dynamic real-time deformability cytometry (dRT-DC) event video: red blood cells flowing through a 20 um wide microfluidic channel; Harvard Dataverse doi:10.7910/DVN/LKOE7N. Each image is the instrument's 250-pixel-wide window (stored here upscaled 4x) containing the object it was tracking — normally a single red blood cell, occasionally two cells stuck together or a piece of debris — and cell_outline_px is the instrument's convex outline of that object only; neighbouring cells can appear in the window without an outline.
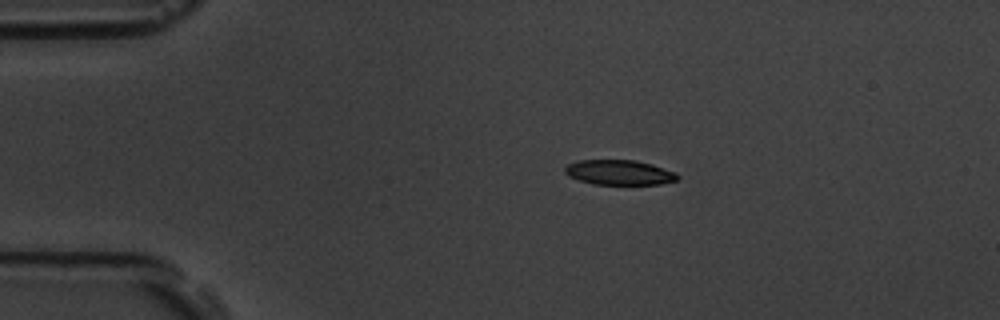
{"species": "common noctule bat (a hibernating species)", "species_latin": "Nyctalus noctula", "temperature_condition": "room temperature", "stored_images_in_passage": 53, "camera_frame_rate_fps": 3000, "um_per_image_px": 0.085, "animal": {"sex": "male", "body_mass_g": 19.5, "forearm_length_mm": 54.6}, "frame": {"image": 1, "passage_image": 10, "time_ms": 3.0, "image_size_px": [1000, 320], "cell_outline_px": [[680, 176], [676, 180], [660, 184], [592, 184], [568, 176], [564, 172], [564, 168], [568, 164], [576, 160], [636, 160], [652, 164], [676, 172]], "centroid_in_image_um": [52.63, 14.65], "position_along_channel_um": 32.4, "area_um2": 16.42}}
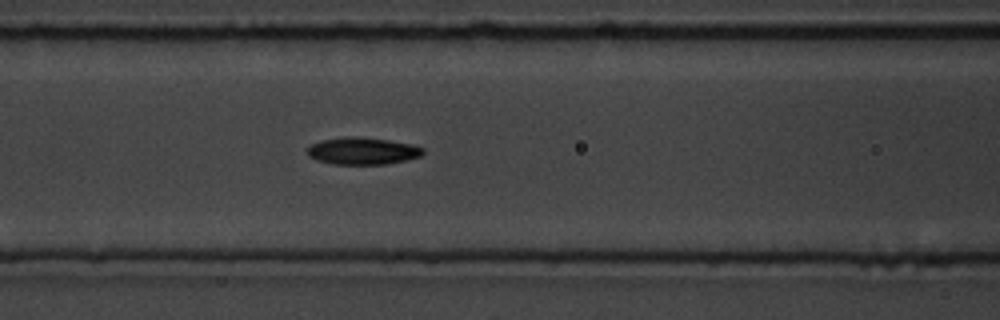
{"frame": {"image": 2, "passage_image": 22, "time_ms": 7.0, "image_size_px": [1000, 320], "cell_outline_px": [[424, 152], [420, 156], [404, 160], [384, 164], [332, 164], [316, 160], [308, 156], [308, 148], [312, 144], [320, 140], [344, 136], [360, 136], [388, 140], [412, 144], [424, 148]], "centroid_in_image_um": [30.79, 12.82], "position_along_channel_um": 135.8, "area_um2": 18.32}}
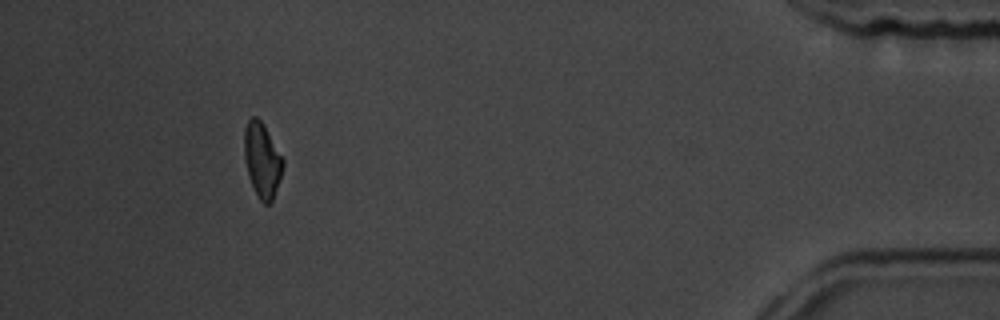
{"frame": {"image": 3, "passage_image": 49, "time_ms": 16.0, "image_size_px": [1000, 320], "cell_outline_px": [[284, 164], [272, 200], [268, 204], [264, 204], [256, 196], [248, 176], [244, 160], [244, 128], [248, 120], [252, 116], [256, 116], [264, 124], [284, 160]], "centroid_in_image_um": [22.25, 13.59], "position_along_channel_um": 412.9, "area_um2": 16.88}, "authors_computed_cell_mechanics": {"area_um2": 17.34, "velocity_mm_per_s": 3.7895, "shape_relaxation_time_tau1_ms": 2.8939, "shape_relaxation_time_tau2_ms": 9.4814, "deformation_change_tau1": 0.1109, "deformation_change_tau2": 0.157}}